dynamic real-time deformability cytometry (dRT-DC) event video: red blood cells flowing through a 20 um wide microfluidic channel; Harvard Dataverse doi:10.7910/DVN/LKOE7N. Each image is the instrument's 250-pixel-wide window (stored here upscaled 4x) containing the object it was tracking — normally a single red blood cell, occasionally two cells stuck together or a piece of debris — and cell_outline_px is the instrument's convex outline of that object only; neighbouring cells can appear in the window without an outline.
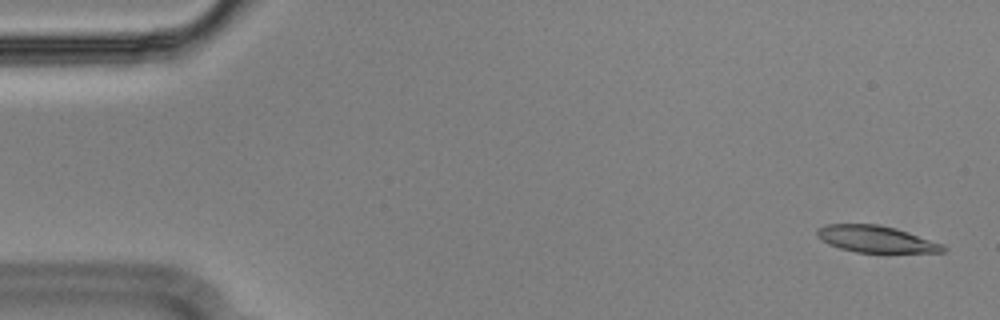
{"species": "Egyptian fruit bat (a non-hibernating species)", "species_latin": "Rousettus aegyptiacus", "temperature_condition": "cold", "stored_images_in_passage": 55, "camera_frame_rate_fps": 3000, "um_per_image_px": 0.085, "animal": {"sex": "male"}, "frame": {"image": 1, "passage_image": 2, "time_ms": 0.333, "image_size_px": [1000, 320], "cell_outline_px": [[948, 248], [944, 252], [856, 252], [840, 248], [828, 244], [816, 236], [816, 228], [824, 224], [876, 224], [896, 228], [944, 244]], "centroid_in_image_um": [74.44, 20.31], "position_along_channel_um": 10.6, "area_um2": 19.65}}
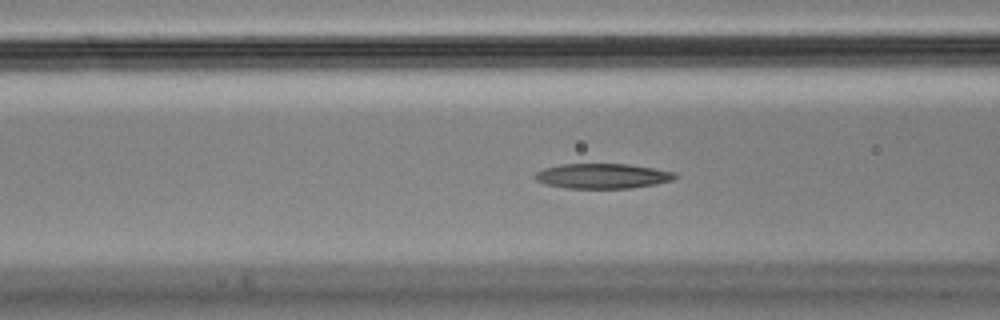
{"frame": {"image": 2, "passage_image": 21, "time_ms": 6.667, "image_size_px": [1000, 320], "cell_outline_px": [[680, 176], [672, 180], [656, 184], [628, 188], [568, 188], [548, 184], [536, 180], [532, 176], [536, 172], [544, 168], [560, 164], [628, 164], [676, 172]], "centroid_in_image_um": [51.23, 14.95], "position_along_channel_um": 115.4, "area_um2": 20.35}}
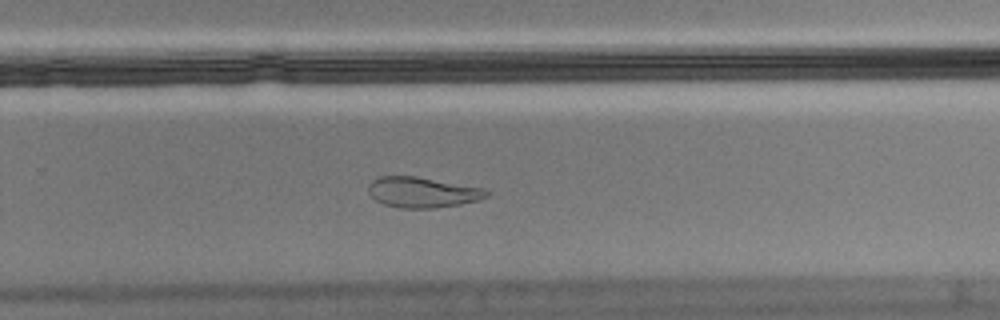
{"frame": {"image": 3, "passage_image": 36, "time_ms": 11.667, "image_size_px": [1000, 320], "cell_outline_px": [[492, 192], [488, 196], [476, 200], [460, 204], [432, 208], [400, 208], [384, 204], [376, 200], [368, 192], [368, 184], [372, 180], [380, 176], [416, 176], [484, 188]], "centroid_in_image_um": [35.9, 16.34], "position_along_channel_um": 293.9, "area_um2": 20.98}, "authors_computed_cell_mechanics": {"area_um2": 20.9814, "velocity_mm_per_s": 3.5776, "shape_relaxation_time_tau1_ms": null, "shape_relaxation_time_tau2_ms": 7.3195, "deformation_change_tau1": null, "deformation_change_tau2": 0.1568}}